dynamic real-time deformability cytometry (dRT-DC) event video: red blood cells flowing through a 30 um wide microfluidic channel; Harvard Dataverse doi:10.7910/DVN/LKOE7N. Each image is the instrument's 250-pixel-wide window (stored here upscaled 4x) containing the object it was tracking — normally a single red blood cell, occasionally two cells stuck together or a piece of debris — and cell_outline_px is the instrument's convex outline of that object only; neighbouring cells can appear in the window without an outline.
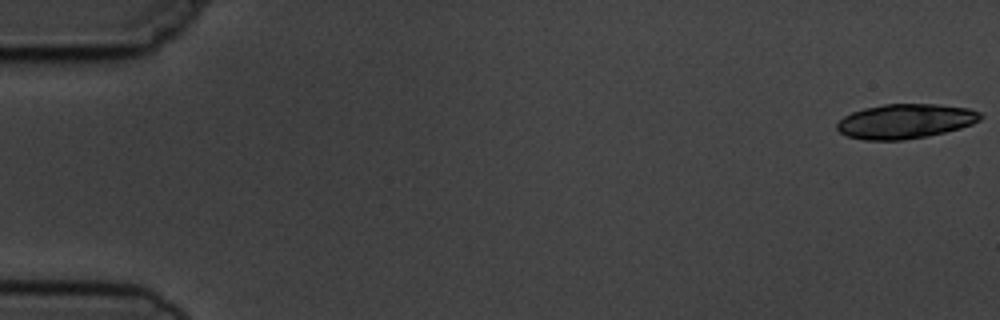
{"species": "common noctule bat (a hibernating species)", "species_latin": "Nyctalus noctula", "temperature_condition": "cold", "stored_images_in_passage": 7, "camera_frame_rate_fps": 3000, "um_per_image_px": 0.085, "animal": {"sex": "male", "body_mass_g": 19.5, "forearm_length_mm": 54.6}, "frame": {"image": 1, "passage_image": 1, "time_ms": 0.0, "image_size_px": [1000, 320], "cell_outline_px": [[984, 116], [980, 120], [972, 124], [960, 128], [928, 136], [904, 140], [864, 140], [848, 136], [840, 132], [836, 128], [836, 124], [844, 116], [852, 112], [864, 108], [884, 104], [936, 104], [968, 108], [980, 112]], "centroid_in_image_um": [76.96, 10.3], "position_along_channel_um": 8.0, "area_um2": 28.96}}